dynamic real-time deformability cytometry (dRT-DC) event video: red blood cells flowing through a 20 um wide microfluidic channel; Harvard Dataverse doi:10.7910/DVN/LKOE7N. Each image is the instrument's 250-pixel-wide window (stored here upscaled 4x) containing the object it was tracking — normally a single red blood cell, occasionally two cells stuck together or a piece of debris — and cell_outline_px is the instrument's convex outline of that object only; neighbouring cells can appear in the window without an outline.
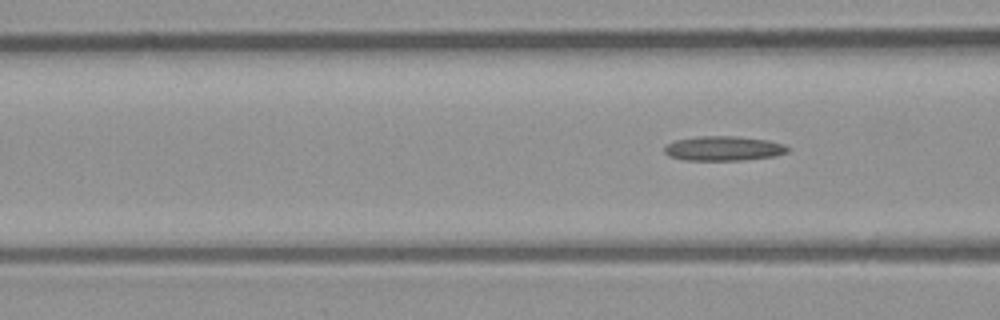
{"species": "common noctule bat (a hibernating species)", "species_latin": "Nyctalus noctula", "temperature_condition": "room temperature", "stored_images_in_passage": 3, "segment_of_instrument_passage": [2, 2], "camera_frame_rate_fps": 3000, "um_per_image_px": 0.085, "animal": {"sex": "male", "body_mass_g": 23.1, "forearm_length_mm": 52.7}, "frame": {"image": 1, "passage_image": 3, "time_ms": 0.667, "image_size_px": [1000, 320], "cell_outline_px": [[788, 152], [772, 156], [740, 160], [688, 160], [668, 156], [664, 152], [664, 148], [668, 144], [676, 140], [696, 136], [736, 136], [768, 140], [784, 144], [788, 148]], "centroid_in_image_um": [61.48, 12.61], "position_along_channel_um": 105.1, "area_um2": 17.51}}